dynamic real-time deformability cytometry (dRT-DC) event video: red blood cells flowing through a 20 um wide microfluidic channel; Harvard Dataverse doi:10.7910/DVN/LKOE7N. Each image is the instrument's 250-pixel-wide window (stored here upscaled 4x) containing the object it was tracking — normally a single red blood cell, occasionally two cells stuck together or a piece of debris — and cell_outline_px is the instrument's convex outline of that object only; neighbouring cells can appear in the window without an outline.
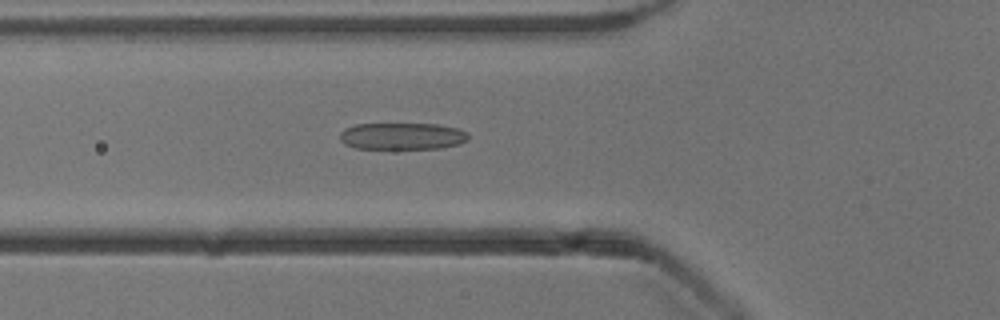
{"species": "common noctule bat (a hibernating species)", "species_latin": "Nyctalus noctula", "temperature_condition": "cold", "stored_images_in_passage": 36, "camera_frame_rate_fps": 3000, "um_per_image_px": 0.085, "animal": {"sex": "male", "body_mass_g": 13.3}, "frame": {"image": 1, "passage_image": 10, "time_ms": 3.0, "image_size_px": [1000, 320], "cell_outline_px": [[468, 140], [460, 144], [440, 148], [356, 148], [344, 144], [340, 140], [340, 132], [344, 128], [356, 124], [436, 124], [456, 128], [468, 132]], "centroid_in_image_um": [34.18, 11.57], "position_along_channel_um": 91.6, "area_um2": 20.06}}
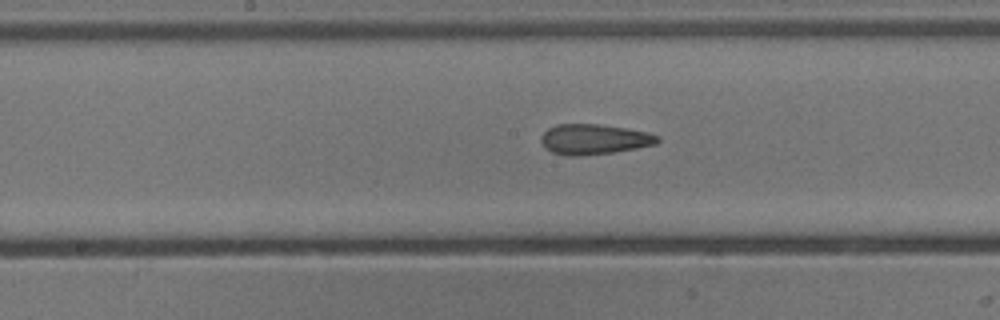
{"frame": {"image": 2, "passage_image": 18, "time_ms": 5.667, "image_size_px": [1000, 320], "cell_outline_px": [[660, 140], [656, 144], [636, 148], [612, 152], [580, 156], [568, 156], [552, 152], [544, 148], [540, 140], [540, 136], [548, 128], [556, 124], [600, 124], [648, 132], [660, 136]], "centroid_in_image_um": [50.47, 11.83], "position_along_channel_um": 197.7, "area_um2": 20.63}}
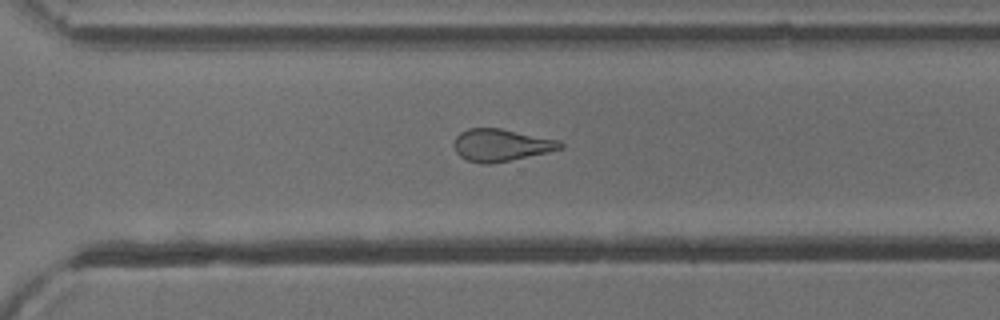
{"frame": {"image": 3, "passage_image": 28, "time_ms": 9.0, "image_size_px": [1000, 320], "cell_outline_px": [[564, 148], [548, 152], [488, 164], [480, 164], [468, 160], [460, 156], [456, 152], [452, 144], [456, 136], [460, 132], [468, 128], [500, 128], [560, 140], [564, 144]], "centroid_in_image_um": [42.58, 12.32], "position_along_channel_um": 328.0, "area_um2": 20.0}, "authors_computed_cell_mechanics": {"area_um2": 20.4901, "velocity_mm_per_s": 3.9369, "shape_relaxation_time_tau1_ms": 4.7968, "shape_relaxation_time_tau2_ms": 2.1565, "deformation_change_tau1": 0.1655, "deformation_change_tau2": 0.1219}}